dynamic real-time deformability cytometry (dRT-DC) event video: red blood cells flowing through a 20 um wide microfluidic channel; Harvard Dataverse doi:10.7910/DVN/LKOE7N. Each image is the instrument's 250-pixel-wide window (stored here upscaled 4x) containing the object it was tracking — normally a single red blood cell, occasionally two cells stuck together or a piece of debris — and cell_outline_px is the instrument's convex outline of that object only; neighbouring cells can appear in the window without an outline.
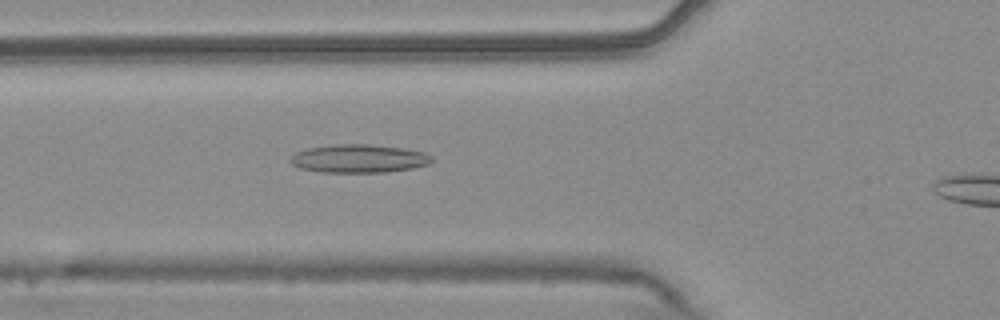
{"species": "common noctule bat (a hibernating species)", "species_latin": "Nyctalus noctula", "temperature_condition": "warm", "stored_images_in_passage": 46, "camera_frame_rate_fps": 3000, "um_per_image_px": 0.085, "animal": {"sex": "male", "body_mass_g": 20.4}, "frame": {"image": 1, "passage_image": 18, "time_ms": 5.667, "image_size_px": [1000, 320], "cell_outline_px": [[432, 160], [428, 164], [412, 168], [388, 172], [320, 172], [300, 168], [292, 164], [288, 160], [296, 152], [308, 148], [336, 144], [368, 144], [404, 148], [424, 152], [432, 156]], "centroid_in_image_um": [30.5, 13.48], "position_along_channel_um": 95.3, "area_um2": 23.29}}
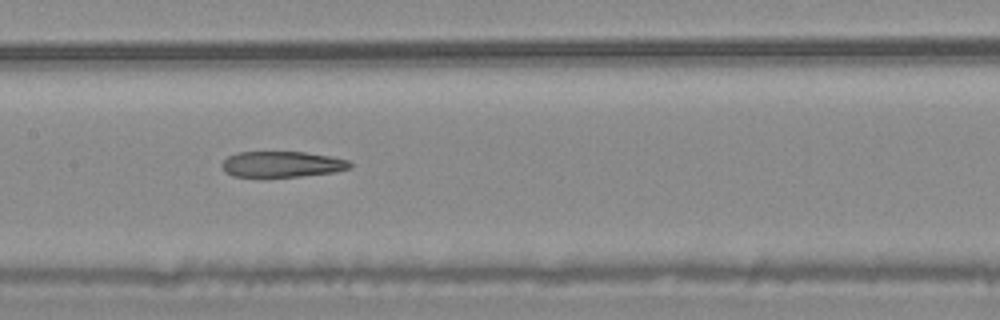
{"frame": {"image": 2, "passage_image": 25, "time_ms": 8.0, "image_size_px": [1000, 320], "cell_outline_px": [[352, 168], [336, 172], [300, 176], [232, 176], [224, 172], [220, 164], [228, 156], [236, 152], [304, 152], [328, 156], [348, 160], [352, 164]], "centroid_in_image_um": [23.96, 13.96], "position_along_channel_um": 183.4, "area_um2": 19.25}}
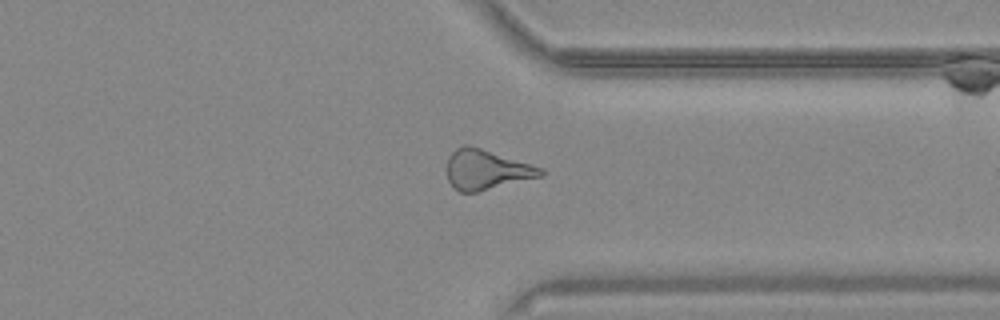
{"frame": {"image": 3, "passage_image": 40, "time_ms": 13.0, "image_size_px": [1000, 320], "cell_outline_px": [[544, 176], [476, 192], [460, 192], [448, 180], [448, 156], [456, 148], [464, 144], [468, 144], [544, 168]], "centroid_in_image_um": [41.37, 14.41], "position_along_channel_um": 370.0, "area_um2": 21.68}, "authors_computed_cell_mechanics": {"area_um2": 21.5305, "velocity_mm_per_s": 3.7515, "shape_relaxation_time_tau1_ms": null, "shape_relaxation_time_tau2_ms": 4.4972, "deformation_change_tau1": null, "deformation_change_tau2": 0.171}}